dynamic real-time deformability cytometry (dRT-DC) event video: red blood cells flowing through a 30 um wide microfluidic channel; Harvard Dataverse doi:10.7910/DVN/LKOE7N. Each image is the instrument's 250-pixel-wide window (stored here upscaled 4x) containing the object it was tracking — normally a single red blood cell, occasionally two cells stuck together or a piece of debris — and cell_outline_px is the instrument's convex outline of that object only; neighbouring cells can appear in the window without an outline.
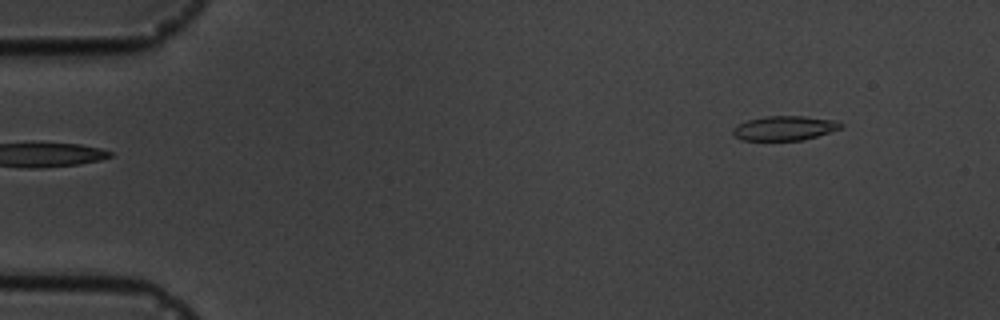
{"species": "common noctule bat (a hibernating species)", "species_latin": "Nyctalus noctula", "temperature_condition": "cold", "stored_images_in_passage": 3, "segment_of_instrument_passage": [2, 2], "camera_frame_rate_fps": 3000, "um_per_image_px": 0.085, "animal": {"sex": "male", "body_mass_g": 19.5, "forearm_length_mm": 54.6}, "frame": {"image": 1, "passage_image": 3, "time_ms": 3.0, "image_size_px": [1000, 320], "cell_outline_px": [[844, 124], [840, 128], [804, 140], [740, 140], [732, 132], [732, 128], [736, 124], [748, 120], [764, 116], [804, 116], [836, 120]], "centroid_in_image_um": [66.65, 10.88], "position_along_channel_um": 18.3, "area_um2": 15.37}}